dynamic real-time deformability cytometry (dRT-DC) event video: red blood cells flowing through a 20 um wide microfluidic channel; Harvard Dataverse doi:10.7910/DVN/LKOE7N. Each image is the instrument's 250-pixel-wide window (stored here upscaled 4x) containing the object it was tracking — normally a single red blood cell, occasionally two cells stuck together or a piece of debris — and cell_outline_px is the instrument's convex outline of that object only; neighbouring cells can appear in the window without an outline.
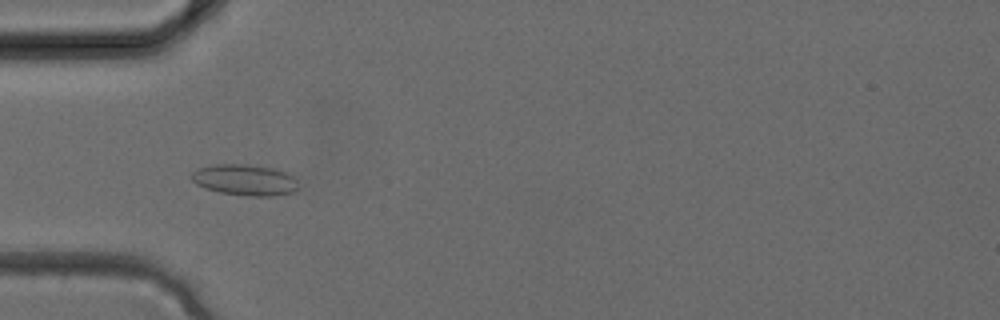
{"species": "common noctule bat (a hibernating species)", "species_latin": "Nyctalus noctula", "temperature_condition": "cold", "stored_images_in_passage": 2, "camera_frame_rate_fps": 3000, "um_per_image_px": 0.085, "animal": {"sex": "female", "body_mass_g": 24.6, "forearm_length_mm": 56.2}, "frame": {"image": 1, "passage_image": 2, "time_ms": 0.333, "image_size_px": [1000, 320], "cell_outline_px": [[300, 188], [296, 192], [272, 196], [252, 196], [220, 192], [204, 188], [196, 184], [188, 176], [192, 172], [200, 168], [212, 164], [248, 164], [276, 168], [292, 176], [296, 180]], "centroid_in_image_um": [20.82, 15.29], "position_along_channel_um": 64.2, "area_um2": 19.59}}